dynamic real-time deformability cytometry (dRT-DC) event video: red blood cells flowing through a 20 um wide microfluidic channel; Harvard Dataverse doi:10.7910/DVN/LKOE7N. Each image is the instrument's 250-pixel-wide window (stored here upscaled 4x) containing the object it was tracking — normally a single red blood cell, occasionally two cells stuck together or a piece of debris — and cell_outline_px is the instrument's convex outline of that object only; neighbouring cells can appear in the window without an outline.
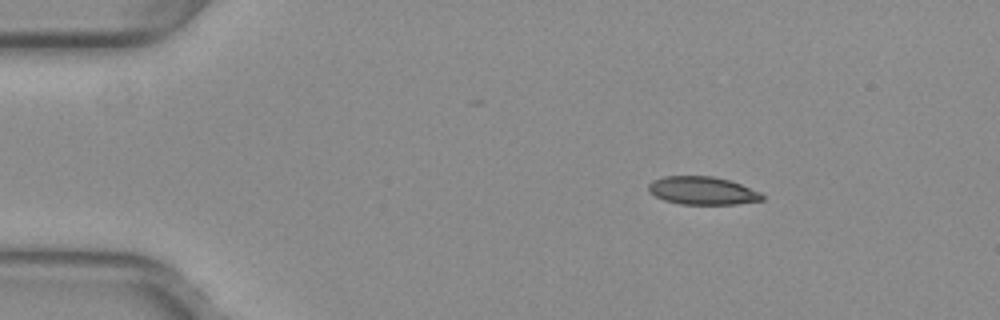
{"species": "common noctule bat (a hibernating species)", "species_latin": "Nyctalus noctula", "temperature_condition": "warm", "stored_images_in_passage": 45, "camera_frame_rate_fps": 3000, "um_per_image_px": 0.085, "animal": {"sex": "female", "body_mass_g": 29.2, "forearm_length_mm": 56.3}, "frame": {"image": 1, "passage_image": 1, "time_ms": 0.0, "image_size_px": [1000, 320], "cell_outline_px": [[764, 200], [736, 204], [680, 204], [664, 200], [648, 192], [648, 184], [652, 180], [664, 176], [712, 176], [728, 180], [740, 184], [760, 192], [764, 196]], "centroid_in_image_um": [59.68, 16.2], "position_along_channel_um": 25.3, "area_um2": 18.55}}
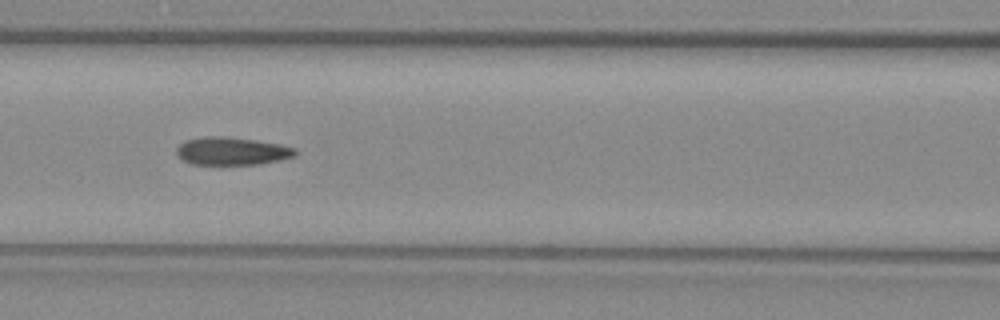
{"frame": {"image": 2, "passage_image": 16, "time_ms": 5.0, "image_size_px": [1000, 320], "cell_outline_px": [[300, 152], [296, 156], [280, 160], [256, 164], [192, 164], [176, 156], [176, 148], [180, 144], [188, 140], [204, 136], [224, 136], [256, 140], [280, 144], [296, 148]], "centroid_in_image_um": [19.75, 12.84], "position_along_channel_um": 146.9, "area_um2": 19.36}}
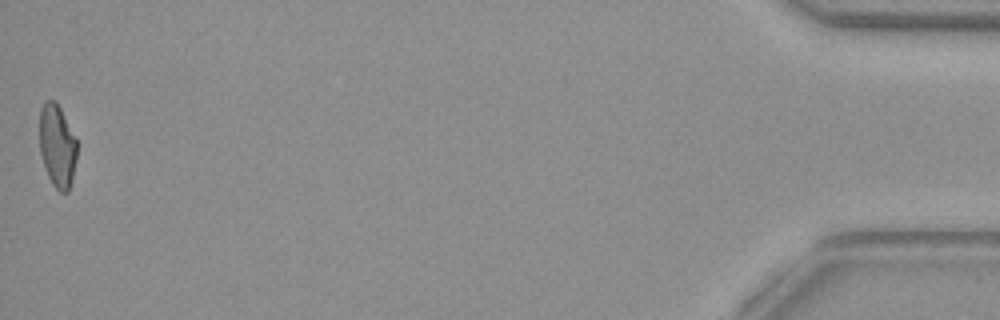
{"frame": {"image": 3, "passage_image": 45, "time_ms": 14.667, "image_size_px": [1000, 320], "cell_outline_px": [[76, 160], [72, 180], [68, 192], [60, 192], [52, 184], [48, 176], [40, 152], [40, 108], [44, 100], [56, 100], [76, 140]], "centroid_in_image_um": [4.85, 12.39], "position_along_channel_um": 430.3, "area_um2": 17.92}, "authors_computed_cell_mechanics": {"area_um2": 19.363, "velocity_mm_per_s": 3.9701, "shape_relaxation_time_tau1_ms": null, "shape_relaxation_time_tau2_ms": 2.4389, "deformation_change_tau1": null, "deformation_change_tau2": 0.0926}}